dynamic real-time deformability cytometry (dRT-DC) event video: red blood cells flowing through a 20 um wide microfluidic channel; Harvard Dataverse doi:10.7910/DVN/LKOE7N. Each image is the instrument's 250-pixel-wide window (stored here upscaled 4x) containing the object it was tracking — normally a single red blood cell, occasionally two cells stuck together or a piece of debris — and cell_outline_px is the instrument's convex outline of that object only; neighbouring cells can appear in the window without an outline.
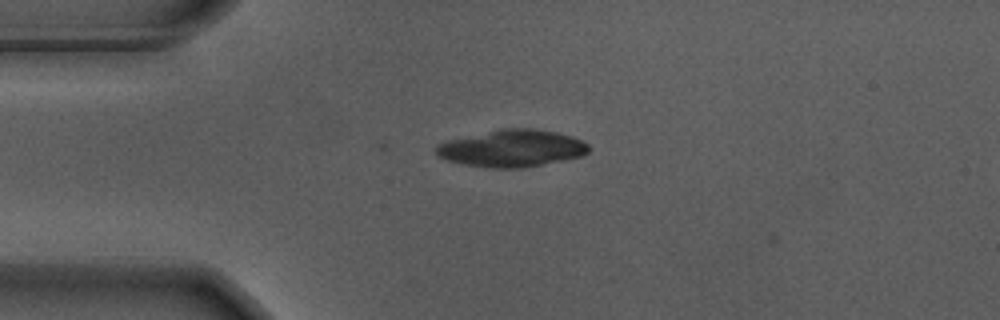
{"species": "Egyptian fruit bat (a non-hibernating species)", "species_latin": "Rousettus aegyptiacus", "temperature_condition": "warm", "stored_images_in_passage": 32, "camera_frame_rate_fps": 3000, "um_per_image_px": 0.085, "animal": {"sex": "male"}, "frame": {"image": 1, "passage_image": 1, "time_ms": 0.0, "image_size_px": [1000, 320], "cell_outline_px": [[588, 152], [584, 156], [524, 168], [492, 168], [464, 164], [448, 160], [440, 156], [436, 152], [436, 144], [448, 140], [504, 128], [528, 128], [556, 132], [572, 136], [584, 140], [588, 144]], "centroid_in_image_um": [43.56, 12.61], "position_along_channel_um": 41.4, "area_um2": 32.83}}